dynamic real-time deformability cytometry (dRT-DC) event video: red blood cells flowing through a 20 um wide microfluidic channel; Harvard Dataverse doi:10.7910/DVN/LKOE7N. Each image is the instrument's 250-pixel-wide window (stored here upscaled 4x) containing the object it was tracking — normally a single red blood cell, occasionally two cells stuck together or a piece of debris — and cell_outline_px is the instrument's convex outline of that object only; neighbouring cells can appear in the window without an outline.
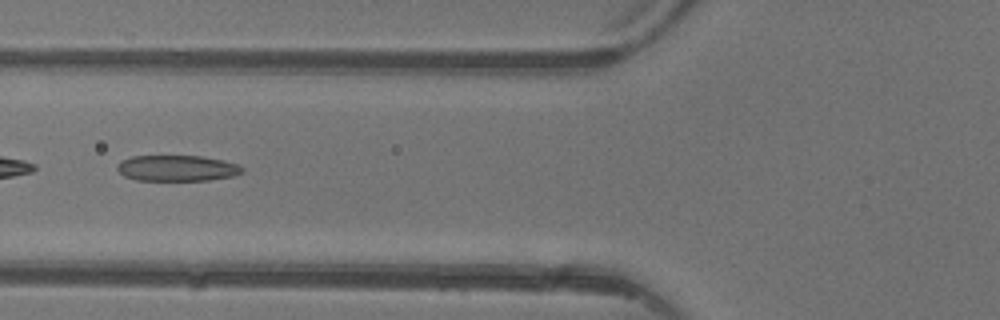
{"species": "common noctule bat (a hibernating species)", "species_latin": "Nyctalus noctula", "temperature_condition": "warm", "stored_images_in_passage": 5, "camera_frame_rate_fps": 3000, "um_per_image_px": 0.085, "animal": {"sex": "female"}, "frame": {"image": 1, "passage_image": 5, "time_ms": 5.0, "image_size_px": [1000, 320], "cell_outline_px": [[244, 172], [232, 176], [208, 180], [136, 180], [124, 176], [116, 168], [116, 164], [120, 160], [132, 156], [200, 156], [224, 160], [240, 164], [244, 168]], "centroid_in_image_um": [15.05, 14.29], "position_along_channel_um": 110.7, "area_um2": 19.02}}